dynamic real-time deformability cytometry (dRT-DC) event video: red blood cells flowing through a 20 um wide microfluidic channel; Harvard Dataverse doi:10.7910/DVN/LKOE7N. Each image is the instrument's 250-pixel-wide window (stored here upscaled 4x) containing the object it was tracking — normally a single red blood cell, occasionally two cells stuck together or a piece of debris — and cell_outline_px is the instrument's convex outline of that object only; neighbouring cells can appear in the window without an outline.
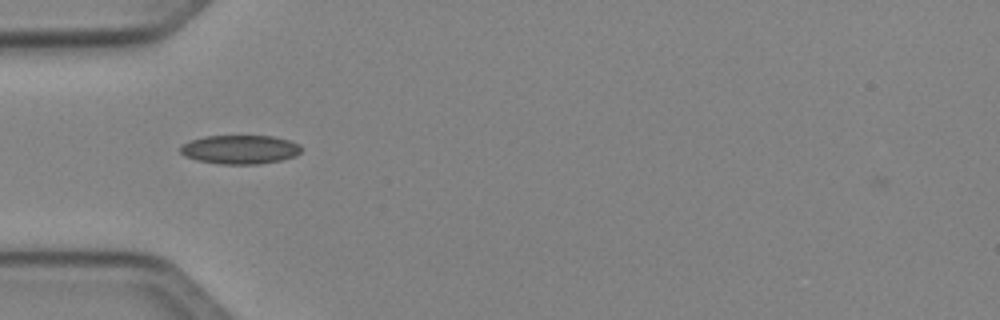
{"species": "Egyptian fruit bat (a non-hibernating species)", "species_latin": "Rousettus aegyptiacus", "temperature_condition": "cold", "stored_images_in_passage": 5, "camera_frame_rate_fps": 3000, "um_per_image_px": 0.085, "animal": {"sex": "female"}, "frame": {"image": 1, "passage_image": 2, "time_ms": 1.333, "image_size_px": [1000, 320], "cell_outline_px": [[304, 148], [296, 156], [280, 160], [260, 164], [220, 164], [196, 160], [184, 156], [180, 152], [180, 144], [204, 136], [272, 136], [288, 140], [300, 144]], "centroid_in_image_um": [20.4, 12.71], "position_along_channel_um": 64.6, "area_um2": 20.52}}
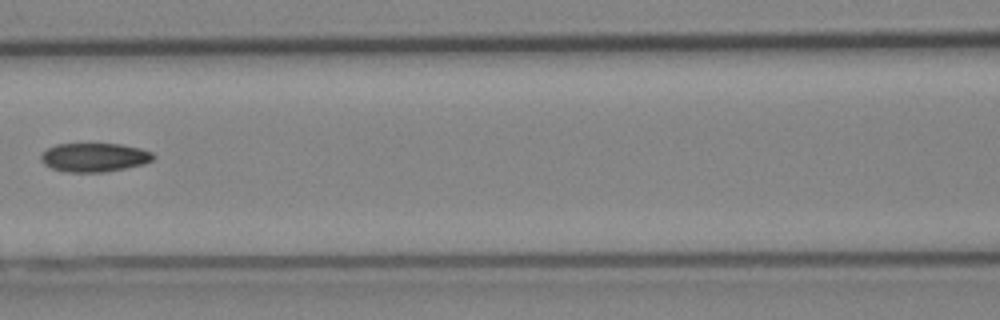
{"frame": {"image": 2, "passage_image": 4, "time_ms": 3.667, "image_size_px": [1000, 320], "cell_outline_px": [[156, 156], [152, 160], [144, 164], [104, 172], [64, 172], [52, 168], [44, 164], [40, 160], [40, 156], [48, 148], [56, 144], [120, 144], [140, 148], [152, 152]], "centroid_in_image_um": [8.02, 13.38], "position_along_channel_um": 158.6, "area_um2": 18.84}}
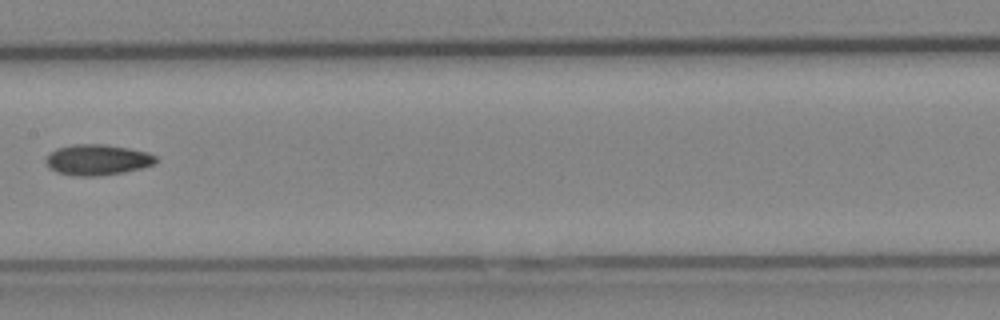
{"frame": {"image": 3, "passage_image": 5, "time_ms": 4.667, "image_size_px": [1000, 320], "cell_outline_px": [[156, 160], [152, 164], [140, 168], [124, 172], [100, 176], [72, 176], [56, 172], [48, 168], [44, 160], [56, 148], [72, 144], [104, 144], [128, 148], [148, 152], [156, 156]], "centroid_in_image_um": [8.23, 13.59], "position_along_channel_um": 199.2, "area_um2": 19.77}}